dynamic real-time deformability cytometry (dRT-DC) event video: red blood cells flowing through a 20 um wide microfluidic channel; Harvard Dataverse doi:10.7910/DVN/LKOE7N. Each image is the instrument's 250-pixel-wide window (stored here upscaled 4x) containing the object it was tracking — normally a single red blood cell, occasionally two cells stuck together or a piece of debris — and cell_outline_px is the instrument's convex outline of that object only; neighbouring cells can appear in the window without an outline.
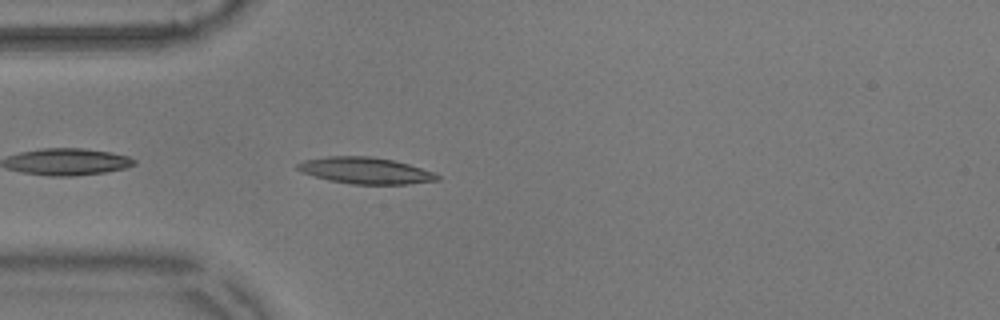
{"species": "common noctule bat (a hibernating species)", "species_latin": "Nyctalus noctula", "temperature_condition": "warm", "stored_images_in_passage": 36, "camera_frame_rate_fps": 3000, "um_per_image_px": 0.085, "animal": {"sex": "male", "body_mass_g": 17.9}, "frame": {"image": 1, "passage_image": 3, "time_ms": 0.667, "image_size_px": [1000, 320], "cell_outline_px": [[440, 180], [404, 184], [352, 184], [328, 180], [304, 172], [296, 168], [296, 164], [304, 160], [328, 156], [368, 156], [392, 160], [408, 164], [432, 172], [440, 176]], "centroid_in_image_um": [31.05, 14.5], "position_along_channel_um": 53.9, "area_um2": 21.21}}
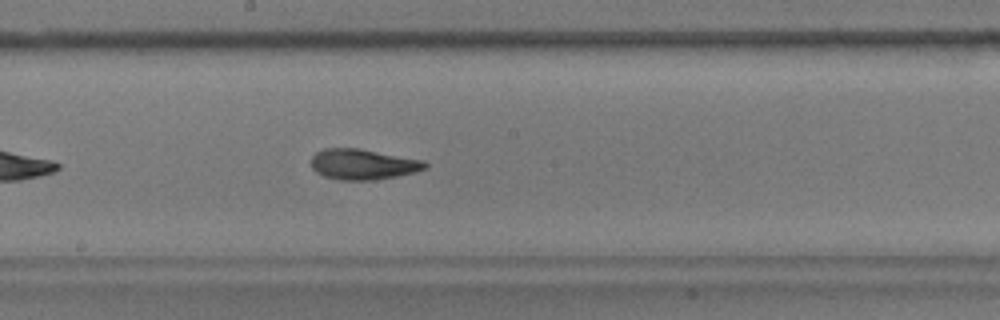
{"frame": {"image": 2, "passage_image": 17, "time_ms": 5.333, "image_size_px": [1000, 320], "cell_outline_px": [[428, 168], [416, 172], [396, 176], [372, 180], [340, 180], [324, 176], [316, 172], [312, 168], [312, 156], [316, 152], [324, 148], [360, 148], [424, 160], [428, 164]], "centroid_in_image_um": [30.87, 13.96], "position_along_channel_um": 217.3, "area_um2": 20.4}}
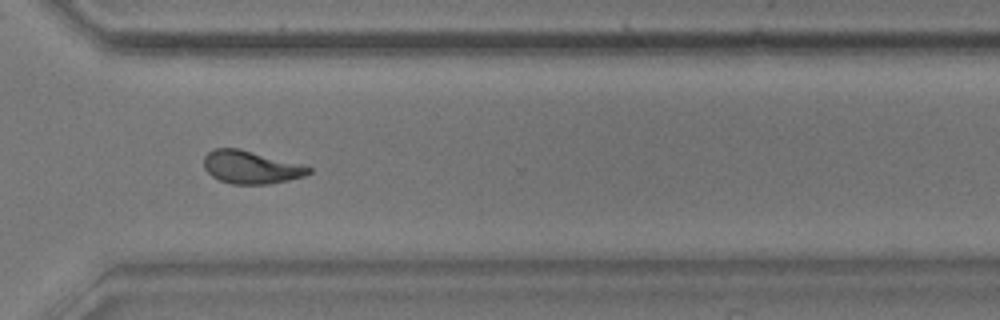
{"frame": {"image": 3, "passage_image": 28, "time_ms": 9.0, "image_size_px": [1000, 320], "cell_outline_px": [[312, 172], [304, 176], [288, 180], [268, 184], [232, 184], [220, 180], [212, 176], [204, 168], [204, 156], [208, 152], [216, 148], [240, 148], [300, 164], [312, 168]], "centroid_in_image_um": [21.32, 14.21], "position_along_channel_um": 349.3, "area_um2": 20.0}, "authors_computed_cell_mechanics": {"area_um2": 19.9988, "velocity_mm_per_s": 3.6007, "shape_relaxation_time_tau1_ms": 6.6338, "shape_relaxation_time_tau2_ms": 2.2284, "deformation_change_tau1": 0.2052, "deformation_change_tau2": 0.0982}}